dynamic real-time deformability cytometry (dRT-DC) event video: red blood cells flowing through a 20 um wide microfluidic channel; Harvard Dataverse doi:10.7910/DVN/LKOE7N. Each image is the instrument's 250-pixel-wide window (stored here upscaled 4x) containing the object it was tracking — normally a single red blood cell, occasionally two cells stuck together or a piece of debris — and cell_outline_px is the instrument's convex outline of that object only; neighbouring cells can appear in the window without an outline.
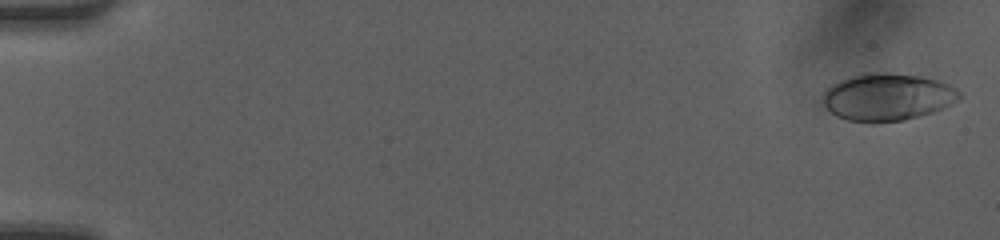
{"species": "human", "species_latin": "Homo sapiens", "temperature_condition": "room temperature", "stored_images_in_passage": 50, "camera_frame_rate_fps": 3000, "um_per_image_px": 0.085, "donor": {"sex": "female"}, "frame": {"image": 1, "passage_image": 2, "time_ms": 0.333, "image_size_px": [1000, 240], "cell_outline_px": [[960, 100], [944, 108], [920, 116], [904, 120], [872, 124], [848, 120], [836, 116], [824, 104], [824, 92], [832, 84], [848, 76], [864, 72], [884, 72], [920, 76], [936, 80], [948, 84], [956, 88], [960, 92]], "centroid_in_image_um": [75.44, 8.25], "position_along_channel_um": 9.6, "area_um2": 37.97}}
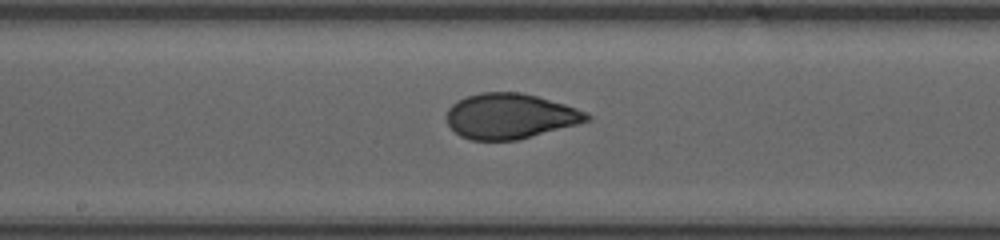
{"frame": {"image": 2, "passage_image": 28, "time_ms": 9.0, "image_size_px": [1000, 240], "cell_outline_px": [[592, 120], [516, 140], [472, 140], [460, 136], [448, 124], [448, 108], [456, 100], [480, 92], [520, 92], [536, 96], [564, 104], [576, 108], [592, 116]], "centroid_in_image_um": [43.35, 9.86], "position_along_channel_um": 204.9, "area_um2": 36.65}}
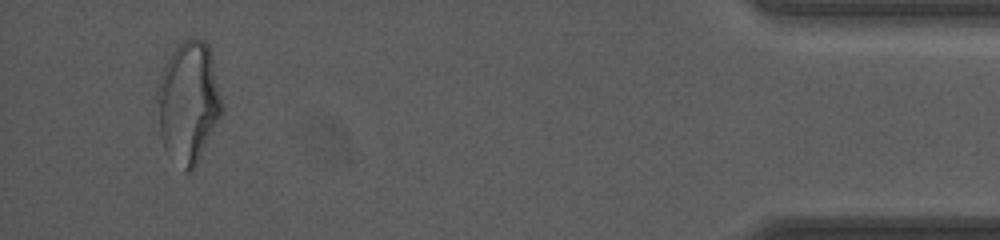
{"frame": {"image": 3, "passage_image": 48, "time_ms": 15.667, "image_size_px": [1000, 240], "cell_outline_px": [[224, 112], [196, 164], [188, 172], [184, 172], [164, 148], [160, 136], [156, 92], [156, 88], [160, 76], [176, 44], [188, 36], [204, 40], [208, 44], [212, 56], [224, 104]], "centroid_in_image_um": [16.03, 8.65], "position_along_channel_um": 419.2, "area_um2": 46.36}, "authors_computed_cell_mechanics": {"area_um2": 37.281, "velocity_mm_per_s": 4.1935, "shape_relaxation_time_tau1_ms": 6.4388, "shape_relaxation_time_tau2_ms": 0.7212, "deformation_change_tau1": 0.2248, "deformation_change_tau2": 0.06}}